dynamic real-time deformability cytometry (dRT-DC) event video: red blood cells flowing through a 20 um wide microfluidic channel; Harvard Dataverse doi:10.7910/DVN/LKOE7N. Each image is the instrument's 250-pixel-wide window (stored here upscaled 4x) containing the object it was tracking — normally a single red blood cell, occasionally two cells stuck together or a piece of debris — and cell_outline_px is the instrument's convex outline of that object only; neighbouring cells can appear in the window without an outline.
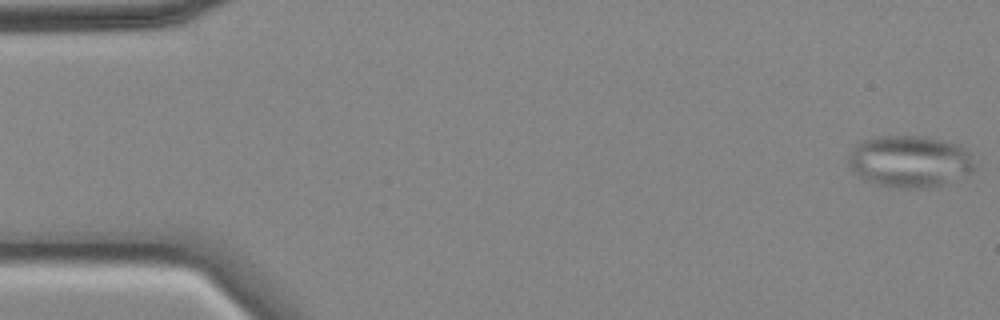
{"species": "common noctule bat (a hibernating species)", "species_latin": "Nyctalus noctula", "temperature_condition": "cold", "stored_images_in_passage": 57, "camera_frame_rate_fps": 3000, "um_per_image_px": 0.085, "animal": {"sex": "female", "body_mass_g": 18.4}, "frame": {"image": 1, "passage_image": 1, "time_ms": 0.0, "image_size_px": [1000, 320], "cell_outline_px": [[976, 168], [972, 172], [940, 184], [928, 188], [900, 188], [876, 184], [864, 180], [848, 164], [848, 156], [856, 144], [864, 140], [876, 136], [924, 136], [944, 140], [960, 144], [968, 152], [976, 164]], "centroid_in_image_um": [77.34, 13.7], "position_along_channel_um": 7.7, "area_um2": 38.09}}